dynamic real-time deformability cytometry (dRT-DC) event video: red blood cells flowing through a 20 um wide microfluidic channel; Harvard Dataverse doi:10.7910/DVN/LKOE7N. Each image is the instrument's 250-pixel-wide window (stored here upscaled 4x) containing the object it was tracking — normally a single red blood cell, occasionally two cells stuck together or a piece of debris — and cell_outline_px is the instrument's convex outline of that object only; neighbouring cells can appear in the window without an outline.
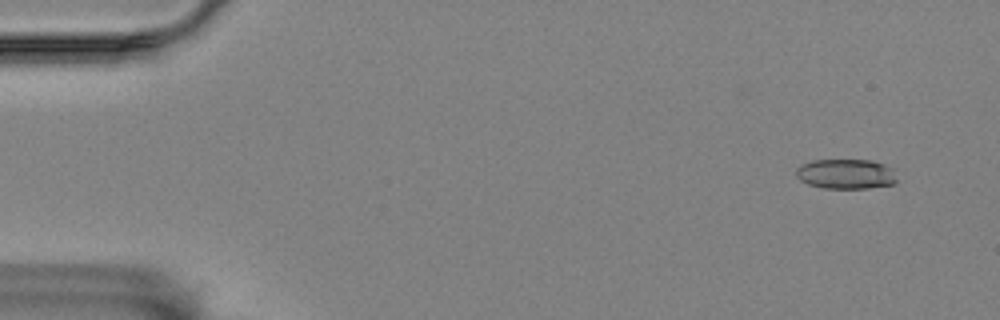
{"species": "Egyptian fruit bat (a non-hibernating species)", "species_latin": "Rousettus aegyptiacus", "temperature_condition": "room temperature", "stored_images_in_passage": 54, "camera_frame_rate_fps": 3000, "um_per_image_px": 0.085, "animal": {"sex": "female"}, "frame": {"image": 1, "passage_image": 1, "time_ms": 0.0, "image_size_px": [1000, 320], "cell_outline_px": [[896, 184], [868, 188], [824, 188], [808, 184], [800, 180], [796, 176], [796, 168], [800, 164], [812, 160], [872, 160], [884, 164], [892, 168], [896, 180]], "centroid_in_image_um": [71.89, 14.78], "position_along_channel_um": 13.1, "area_um2": 17.69}}
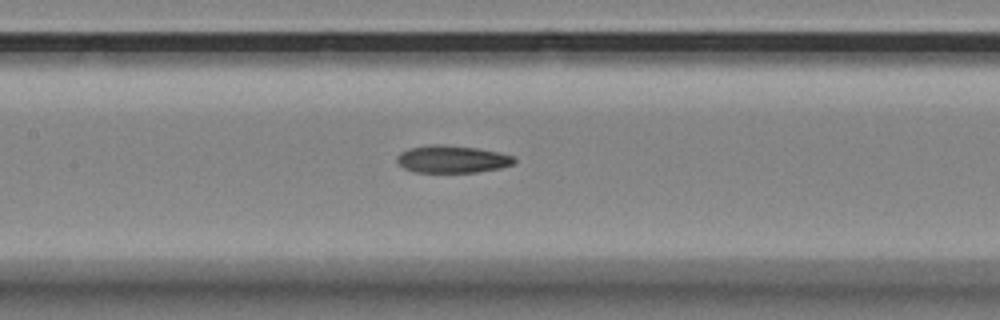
{"frame": {"image": 2, "passage_image": 24, "time_ms": 7.667, "image_size_px": [1000, 320], "cell_outline_px": [[516, 160], [512, 164], [500, 168], [476, 172], [412, 172], [404, 168], [396, 160], [396, 156], [400, 152], [408, 148], [432, 144], [440, 144], [476, 148], [500, 152], [512, 156]], "centroid_in_image_um": [38.39, 13.52], "position_along_channel_um": 169.0, "area_um2": 18.73}}
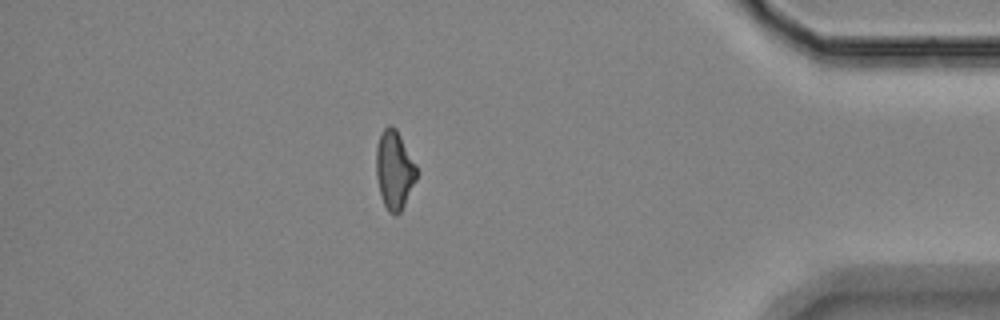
{"frame": {"image": 3, "passage_image": 47, "time_ms": 15.333, "image_size_px": [1000, 320], "cell_outline_px": [[416, 180], [400, 212], [396, 216], [388, 212], [384, 204], [380, 192], [376, 176], [376, 148], [380, 136], [384, 128], [388, 124], [392, 124], [396, 128], [416, 164]], "centroid_in_image_um": [33.51, 14.43], "position_along_channel_um": 401.7, "area_um2": 18.38}}